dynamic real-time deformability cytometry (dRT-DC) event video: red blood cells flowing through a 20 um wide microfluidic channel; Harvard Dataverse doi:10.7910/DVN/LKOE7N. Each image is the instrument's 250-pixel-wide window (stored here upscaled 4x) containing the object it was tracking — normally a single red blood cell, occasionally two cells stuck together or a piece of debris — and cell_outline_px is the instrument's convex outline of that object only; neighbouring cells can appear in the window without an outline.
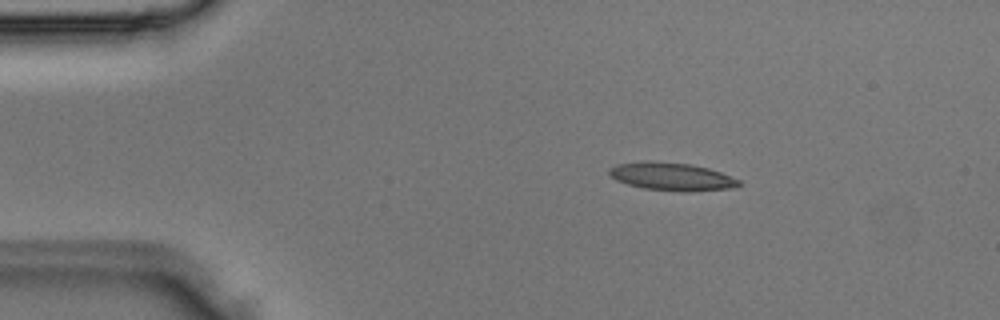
{"species": "Egyptian fruit bat (a non-hibernating species)", "species_latin": "Rousettus aegyptiacus", "temperature_condition": "room temperature", "stored_images_in_passage": 2, "camera_frame_rate_fps": 3000, "um_per_image_px": 0.085, "animal": {"sex": "male"}, "frame": {"image": 1, "passage_image": 1, "time_ms": 0.0, "image_size_px": [1000, 320], "cell_outline_px": [[740, 184], [732, 188], [692, 192], [680, 192], [644, 188], [628, 184], [616, 180], [608, 172], [608, 168], [616, 164], [692, 164], [708, 168], [720, 172], [740, 180]], "centroid_in_image_um": [57.17, 15.07], "position_along_channel_um": 27.8, "area_um2": 20.17}}